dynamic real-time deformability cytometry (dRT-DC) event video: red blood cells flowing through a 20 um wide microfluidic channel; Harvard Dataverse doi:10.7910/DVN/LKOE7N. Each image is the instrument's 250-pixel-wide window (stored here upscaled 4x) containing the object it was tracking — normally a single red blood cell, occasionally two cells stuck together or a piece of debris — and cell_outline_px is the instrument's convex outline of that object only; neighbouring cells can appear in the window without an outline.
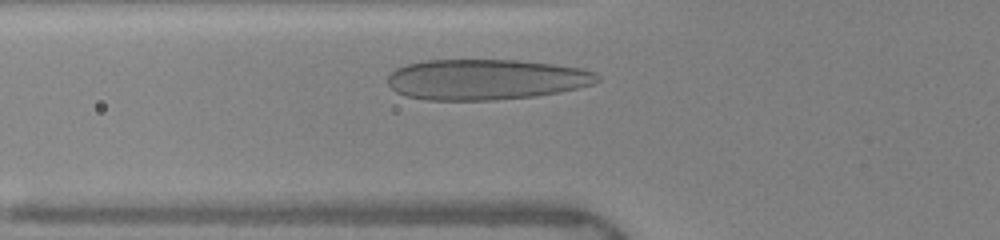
{"species": "human", "species_latin": "Homo sapiens", "temperature_condition": "warm", "stored_images_in_passage": 30, "camera_frame_rate_fps": 3000, "um_per_image_px": 0.085, "donor": {"sex": "female"}, "frame": {"image": 1, "passage_image": 6, "time_ms": 1.667, "image_size_px": [1000, 240], "cell_outline_px": [[600, 80], [592, 84], [580, 88], [536, 96], [496, 100], [424, 100], [408, 96], [396, 92], [388, 84], [388, 76], [396, 68], [408, 64], [424, 60], [516, 60], [552, 64], [580, 68], [596, 72], [600, 76]], "centroid_in_image_um": [41.31, 6.76], "position_along_channel_um": 84.5, "area_um2": 49.71}}
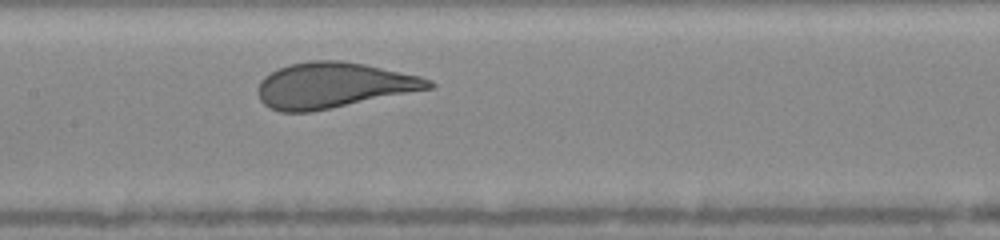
{"frame": {"image": 2, "passage_image": 13, "time_ms": 4.0, "image_size_px": [1000, 240], "cell_outline_px": [[436, 84], [432, 88], [312, 112], [280, 112], [268, 108], [260, 100], [260, 80], [264, 76], [280, 68], [292, 64], [308, 60], [340, 60], [364, 64], [420, 76], [432, 80]], "centroid_in_image_um": [28.35, 7.25], "position_along_channel_um": 179.1, "area_um2": 45.08}}
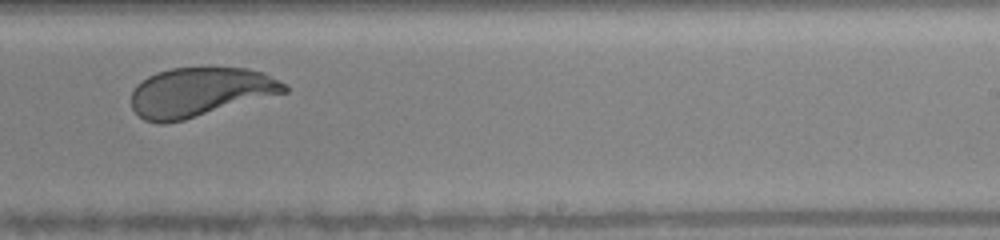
{"frame": {"image": 3, "passage_image": 20, "time_ms": 6.333, "image_size_px": [1000, 240], "cell_outline_px": [[288, 92], [184, 120], [164, 124], [156, 124], [144, 120], [132, 108], [132, 88], [136, 84], [148, 76], [156, 72], [172, 68], [208, 64], [248, 68], [264, 72], [288, 84]], "centroid_in_image_um": [17.03, 7.78], "position_along_channel_um": 272.0, "area_um2": 45.26}, "authors_computed_cell_mechanics": {"area_um2": 45.8354, "velocity_mm_per_s": 4.0063, "shape_relaxation_time_tau1_ms": 2.8289, "shape_relaxation_time_tau2_ms": null, "deformation_change_tau1": 0.165, "deformation_change_tau2": null}}